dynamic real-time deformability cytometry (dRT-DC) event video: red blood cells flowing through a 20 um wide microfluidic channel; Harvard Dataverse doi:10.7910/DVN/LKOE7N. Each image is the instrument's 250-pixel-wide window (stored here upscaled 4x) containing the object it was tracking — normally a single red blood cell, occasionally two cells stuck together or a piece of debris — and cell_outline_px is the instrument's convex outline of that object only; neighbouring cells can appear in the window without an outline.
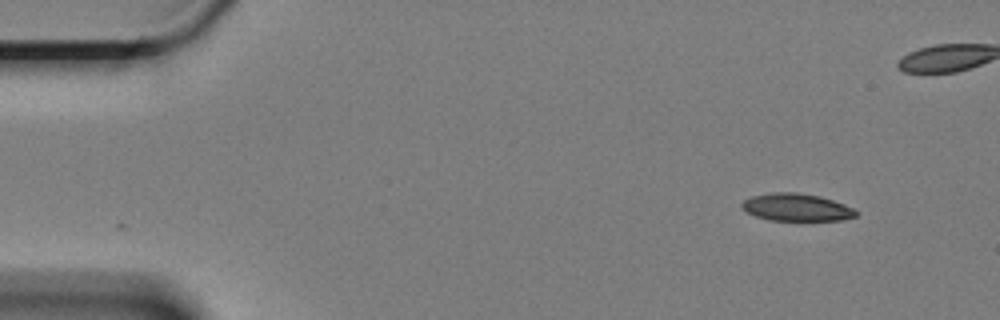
{"species": "Egyptian fruit bat (a non-hibernating species)", "species_latin": "Rousettus aegyptiacus", "temperature_condition": "cold", "stored_images_in_passage": 11, "camera_frame_rate_fps": 3000, "um_per_image_px": 0.085, "animal": {"sex": "female"}, "frame": {"image": 1, "passage_image": 1, "time_ms": 0.0, "image_size_px": [1000, 320], "cell_outline_px": [[860, 212], [856, 216], [840, 220], [768, 220], [756, 216], [748, 212], [740, 204], [744, 200], [752, 196], [772, 192], [796, 192], [820, 196], [844, 204]], "centroid_in_image_um": [67.72, 17.62], "position_along_channel_um": 17.3, "area_um2": 18.15}}